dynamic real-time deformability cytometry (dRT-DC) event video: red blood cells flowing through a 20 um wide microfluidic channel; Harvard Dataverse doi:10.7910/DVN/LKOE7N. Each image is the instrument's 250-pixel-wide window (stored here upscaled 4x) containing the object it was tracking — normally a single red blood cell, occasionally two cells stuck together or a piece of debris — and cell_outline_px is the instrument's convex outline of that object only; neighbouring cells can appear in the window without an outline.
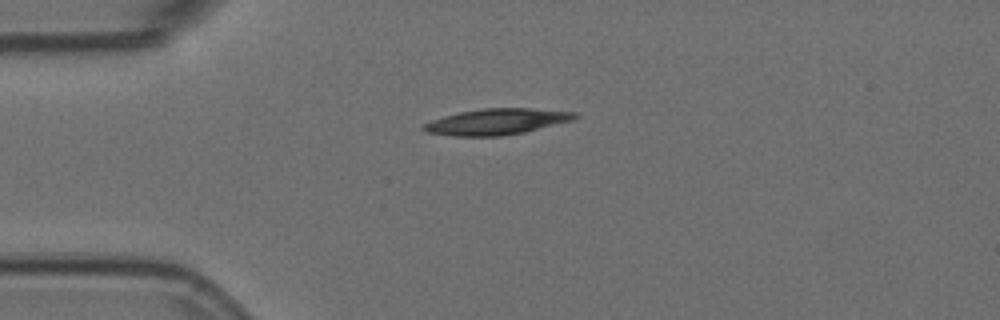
{"species": "Egyptian fruit bat (a non-hibernating species)", "species_latin": "Rousettus aegyptiacus", "temperature_condition": "room temperature", "stored_images_in_passage": 12, "camera_frame_rate_fps": 3000, "um_per_image_px": 0.085, "animal": {"sex": "female"}, "frame": {"image": 1, "passage_image": 1, "time_ms": 0.0, "image_size_px": [1000, 320], "cell_outline_px": [[580, 116], [576, 120], [524, 132], [500, 136], [452, 136], [428, 132], [420, 128], [424, 124], [432, 120], [444, 116], [460, 112], [484, 108], [532, 108], [576, 112]], "centroid_in_image_um": [42.28, 10.34], "position_along_channel_um": 42.7, "area_um2": 23.0}}
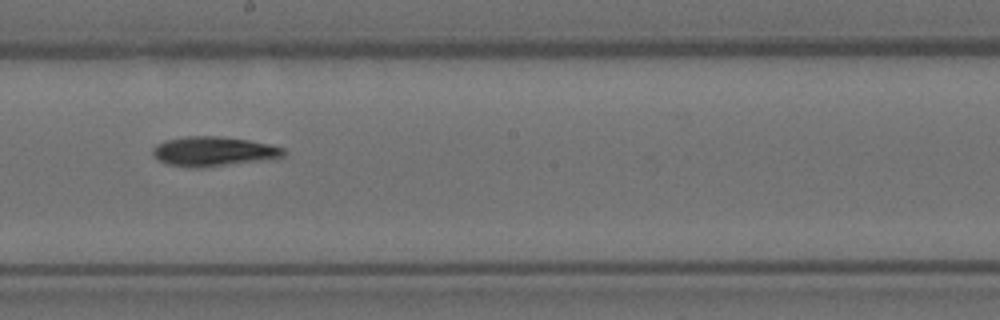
{"frame": {"image": 2, "passage_image": 6, "time_ms": 1.667, "image_size_px": [1000, 320], "cell_outline_px": [[288, 152], [284, 156], [276, 160], [200, 168], [192, 168], [168, 164], [160, 160], [152, 152], [152, 148], [156, 144], [168, 140], [184, 136], [216, 136], [248, 140], [268, 144], [284, 148]], "centroid_in_image_um": [18.24, 12.89], "position_along_channel_um": 230.0, "area_um2": 22.95}}
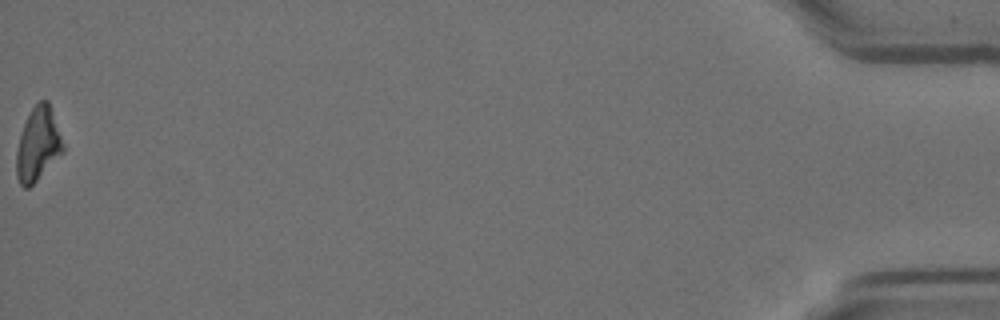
{"frame": {"image": 3, "passage_image": 12, "time_ms": 3.667, "image_size_px": [1000, 320], "cell_outline_px": [[64, 152], [28, 188], [24, 188], [20, 184], [16, 176], [16, 152], [20, 136], [24, 124], [32, 108], [40, 100], [48, 100], [64, 144]], "centroid_in_image_um": [3.22, 12.27], "position_along_channel_um": 432.0, "area_um2": 19.71}}